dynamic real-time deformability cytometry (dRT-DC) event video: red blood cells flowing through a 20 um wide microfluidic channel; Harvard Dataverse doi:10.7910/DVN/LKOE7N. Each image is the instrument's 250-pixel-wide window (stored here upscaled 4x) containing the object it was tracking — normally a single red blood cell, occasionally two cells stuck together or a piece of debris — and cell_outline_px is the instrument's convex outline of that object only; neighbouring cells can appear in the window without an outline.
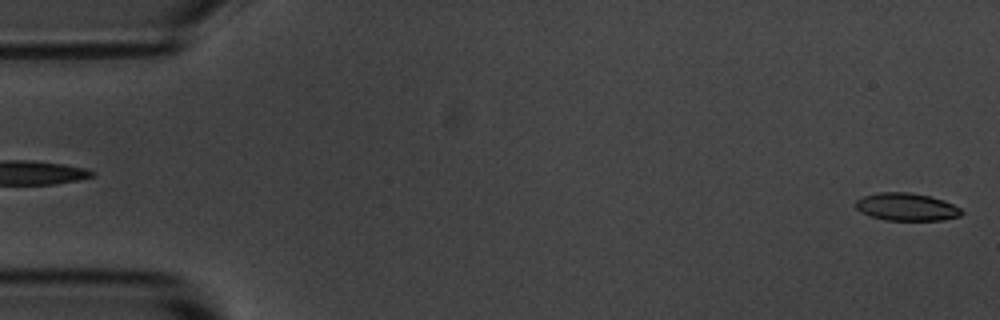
{"species": "common noctule bat (a hibernating species)", "species_latin": "Nyctalus noctula", "temperature_condition": "room temperature", "stored_images_in_passage": 5, "segment_of_instrument_passage": [2, 2], "camera_frame_rate_fps": 3000, "um_per_image_px": 0.085, "animal": {"sex": "male", "body_mass_g": 20.1, "forearm_length_mm": 53.5}, "frame": {"image": 1, "passage_image": 5, "time_ms": 5.333, "image_size_px": [1000, 320], "cell_outline_px": [[964, 212], [960, 216], [944, 220], [884, 220], [860, 212], [852, 204], [856, 200], [864, 196], [880, 192], [908, 192], [928, 196], [944, 200], [960, 208]], "centroid_in_image_um": [77.04, 17.59], "position_along_channel_um": 8.0, "area_um2": 17.11}}